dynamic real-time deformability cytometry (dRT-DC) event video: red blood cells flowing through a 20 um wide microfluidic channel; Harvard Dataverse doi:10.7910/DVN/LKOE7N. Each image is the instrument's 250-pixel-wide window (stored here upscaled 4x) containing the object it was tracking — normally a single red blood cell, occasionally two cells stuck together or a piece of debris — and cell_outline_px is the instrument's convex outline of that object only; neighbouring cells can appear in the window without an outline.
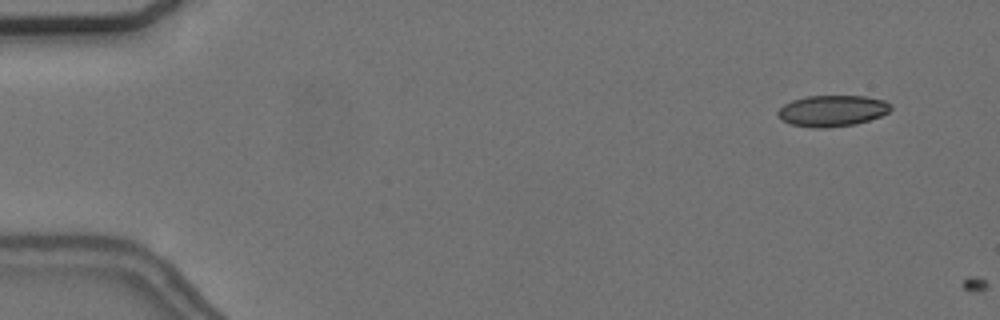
{"species": "common noctule bat (a hibernating species)", "species_latin": "Nyctalus noctula", "temperature_condition": "cold", "stored_images_in_passage": 6, "camera_frame_rate_fps": 3000, "um_per_image_px": 0.085, "animal": {"sex": "female", "body_mass_g": 24.6, "forearm_length_mm": 56.2}, "frame": {"image": 1, "passage_image": 5, "time_ms": 1.333, "image_size_px": [1000, 320], "cell_outline_px": [[892, 108], [888, 112], [880, 116], [856, 124], [824, 128], [812, 128], [792, 124], [780, 120], [776, 112], [784, 104], [792, 100], [808, 96], [864, 96], [884, 100], [892, 104]], "centroid_in_image_um": [70.73, 9.42], "position_along_channel_um": 14.3, "area_um2": 20.58}}